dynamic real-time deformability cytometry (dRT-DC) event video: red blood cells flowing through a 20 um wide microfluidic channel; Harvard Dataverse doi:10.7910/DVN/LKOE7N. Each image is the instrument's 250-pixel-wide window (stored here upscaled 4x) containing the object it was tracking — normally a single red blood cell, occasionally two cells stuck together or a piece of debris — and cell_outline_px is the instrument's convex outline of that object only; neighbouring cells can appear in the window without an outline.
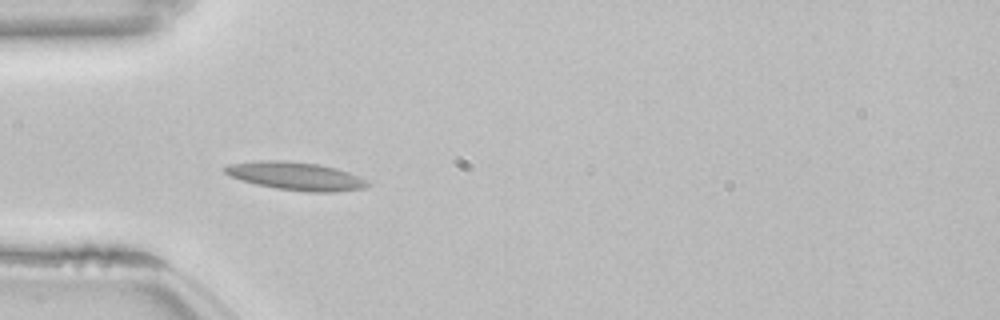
{"species": "common noctule bat (a hibernating species)", "species_latin": "Nyctalus noctula", "temperature_condition": "room temperature", "stored_images_in_passage": 37, "camera_frame_rate_fps": 3000, "um_per_image_px": 0.085, "animal": {"sex": "female", "body_mass_g": 22.7, "forearm_length_mm": 54.2}, "frame": {"image": 1, "passage_image": 6, "time_ms": 1.667, "image_size_px": [1000, 320], "cell_outline_px": [[368, 184], [364, 188], [332, 192], [308, 192], [276, 188], [256, 184], [240, 180], [224, 172], [224, 168], [228, 164], [256, 160], [284, 160], [320, 164], [336, 168], [348, 172], [368, 180]], "centroid_in_image_um": [25.12, 14.95], "position_along_channel_um": 59.9, "area_um2": 23.35}, "authors_computed_cell_mechanics": {"area_um2": 19.7098, "velocity_mm_per_s": 3.8244, "shape_relaxation_time_tau1_ms": null, "shape_relaxation_time_tau2_ms": 7.11, "deformation_change_tau1": null, "deformation_change_tau2": 0.1441}}